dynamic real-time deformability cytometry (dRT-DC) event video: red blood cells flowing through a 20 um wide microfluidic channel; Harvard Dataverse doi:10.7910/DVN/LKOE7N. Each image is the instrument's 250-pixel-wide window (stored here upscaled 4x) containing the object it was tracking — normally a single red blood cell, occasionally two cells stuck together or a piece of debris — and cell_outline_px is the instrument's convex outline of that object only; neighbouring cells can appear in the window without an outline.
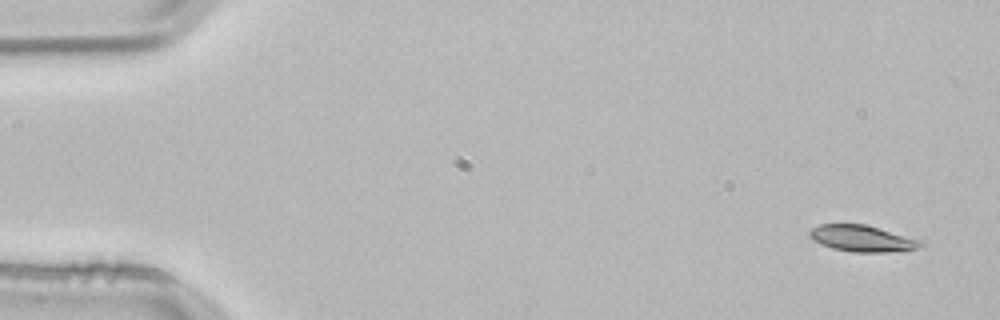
{"species": "common noctule bat (a hibernating species)", "species_latin": "Nyctalus noctula", "temperature_condition": "room temperature", "stored_images_in_passage": 3, "camera_frame_rate_fps": 3000, "um_per_image_px": 0.085, "animal": {"sex": "male", "body_mass_g": 21.5, "forearm_length_mm": 52.0}, "frame": {"image": 1, "passage_image": 1, "time_ms": 0.0, "image_size_px": [1000, 320], "cell_outline_px": [[924, 244], [916, 248], [884, 252], [852, 252], [832, 248], [820, 244], [808, 236], [808, 232], [812, 228], [820, 224], [868, 224], [920, 240]], "centroid_in_image_um": [73.23, 20.25], "position_along_channel_um": 11.8, "area_um2": 16.99}}
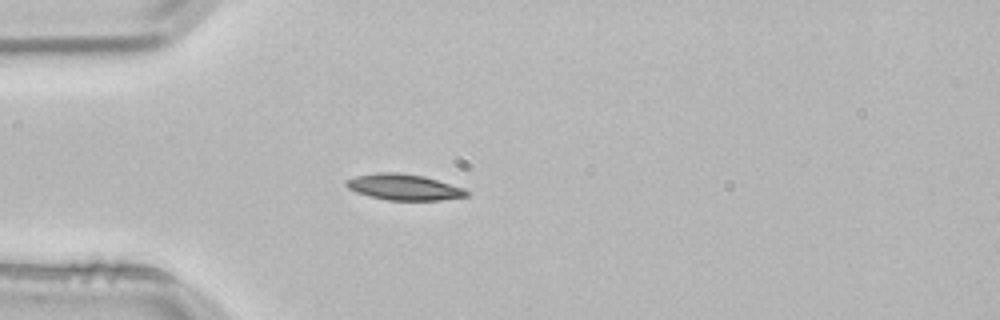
{"frame": {"image": 2, "passage_image": 3, "time_ms": 0.667, "image_size_px": [1000, 320], "cell_outline_px": [[472, 192], [468, 196], [440, 200], [388, 200], [368, 196], [356, 192], [348, 188], [344, 184], [344, 180], [356, 176], [376, 172], [396, 172], [424, 176], [464, 188]], "centroid_in_image_um": [34.32, 15.9], "position_along_channel_um": 50.7, "area_um2": 18.38}}